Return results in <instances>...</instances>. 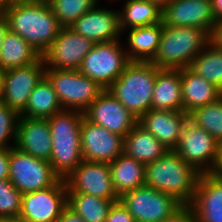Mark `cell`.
Segmentation results:
<instances>
[{
	"label": "cell",
	"mask_w": 222,
	"mask_h": 222,
	"mask_svg": "<svg viewBox=\"0 0 222 222\" xmlns=\"http://www.w3.org/2000/svg\"><path fill=\"white\" fill-rule=\"evenodd\" d=\"M119 201L136 222H161L184 206L173 196L145 185L125 192Z\"/></svg>",
	"instance_id": "8"
},
{
	"label": "cell",
	"mask_w": 222,
	"mask_h": 222,
	"mask_svg": "<svg viewBox=\"0 0 222 222\" xmlns=\"http://www.w3.org/2000/svg\"><path fill=\"white\" fill-rule=\"evenodd\" d=\"M55 222H86L79 214L66 206Z\"/></svg>",
	"instance_id": "39"
},
{
	"label": "cell",
	"mask_w": 222,
	"mask_h": 222,
	"mask_svg": "<svg viewBox=\"0 0 222 222\" xmlns=\"http://www.w3.org/2000/svg\"><path fill=\"white\" fill-rule=\"evenodd\" d=\"M105 222H136L120 201L111 206Z\"/></svg>",
	"instance_id": "36"
},
{
	"label": "cell",
	"mask_w": 222,
	"mask_h": 222,
	"mask_svg": "<svg viewBox=\"0 0 222 222\" xmlns=\"http://www.w3.org/2000/svg\"><path fill=\"white\" fill-rule=\"evenodd\" d=\"M211 41L219 48L222 49V20L217 21L214 31L211 35Z\"/></svg>",
	"instance_id": "40"
},
{
	"label": "cell",
	"mask_w": 222,
	"mask_h": 222,
	"mask_svg": "<svg viewBox=\"0 0 222 222\" xmlns=\"http://www.w3.org/2000/svg\"><path fill=\"white\" fill-rule=\"evenodd\" d=\"M85 193H67V206L86 222H105L114 202Z\"/></svg>",
	"instance_id": "30"
},
{
	"label": "cell",
	"mask_w": 222,
	"mask_h": 222,
	"mask_svg": "<svg viewBox=\"0 0 222 222\" xmlns=\"http://www.w3.org/2000/svg\"><path fill=\"white\" fill-rule=\"evenodd\" d=\"M0 222H21V221L17 219V220H0Z\"/></svg>",
	"instance_id": "48"
},
{
	"label": "cell",
	"mask_w": 222,
	"mask_h": 222,
	"mask_svg": "<svg viewBox=\"0 0 222 222\" xmlns=\"http://www.w3.org/2000/svg\"><path fill=\"white\" fill-rule=\"evenodd\" d=\"M161 22L172 27H197L211 37L217 21L212 0H173L162 9Z\"/></svg>",
	"instance_id": "16"
},
{
	"label": "cell",
	"mask_w": 222,
	"mask_h": 222,
	"mask_svg": "<svg viewBox=\"0 0 222 222\" xmlns=\"http://www.w3.org/2000/svg\"><path fill=\"white\" fill-rule=\"evenodd\" d=\"M211 41L197 27H172L162 24L158 51L151 61L158 68H186Z\"/></svg>",
	"instance_id": "5"
},
{
	"label": "cell",
	"mask_w": 222,
	"mask_h": 222,
	"mask_svg": "<svg viewBox=\"0 0 222 222\" xmlns=\"http://www.w3.org/2000/svg\"><path fill=\"white\" fill-rule=\"evenodd\" d=\"M189 206L196 222H222V179L211 173L200 174Z\"/></svg>",
	"instance_id": "20"
},
{
	"label": "cell",
	"mask_w": 222,
	"mask_h": 222,
	"mask_svg": "<svg viewBox=\"0 0 222 222\" xmlns=\"http://www.w3.org/2000/svg\"><path fill=\"white\" fill-rule=\"evenodd\" d=\"M99 0H53L50 7L63 27H69L91 10Z\"/></svg>",
	"instance_id": "33"
},
{
	"label": "cell",
	"mask_w": 222,
	"mask_h": 222,
	"mask_svg": "<svg viewBox=\"0 0 222 222\" xmlns=\"http://www.w3.org/2000/svg\"><path fill=\"white\" fill-rule=\"evenodd\" d=\"M81 151L83 160L111 163L124 153V137L112 133L89 121L85 116L81 123Z\"/></svg>",
	"instance_id": "15"
},
{
	"label": "cell",
	"mask_w": 222,
	"mask_h": 222,
	"mask_svg": "<svg viewBox=\"0 0 222 222\" xmlns=\"http://www.w3.org/2000/svg\"><path fill=\"white\" fill-rule=\"evenodd\" d=\"M161 222H196V218L190 206H183L173 216Z\"/></svg>",
	"instance_id": "37"
},
{
	"label": "cell",
	"mask_w": 222,
	"mask_h": 222,
	"mask_svg": "<svg viewBox=\"0 0 222 222\" xmlns=\"http://www.w3.org/2000/svg\"><path fill=\"white\" fill-rule=\"evenodd\" d=\"M157 71L151 62L131 61L107 90L139 119L152 109Z\"/></svg>",
	"instance_id": "4"
},
{
	"label": "cell",
	"mask_w": 222,
	"mask_h": 222,
	"mask_svg": "<svg viewBox=\"0 0 222 222\" xmlns=\"http://www.w3.org/2000/svg\"><path fill=\"white\" fill-rule=\"evenodd\" d=\"M200 174L174 150H168L154 162L145 164V186L169 194L184 206H189Z\"/></svg>",
	"instance_id": "2"
},
{
	"label": "cell",
	"mask_w": 222,
	"mask_h": 222,
	"mask_svg": "<svg viewBox=\"0 0 222 222\" xmlns=\"http://www.w3.org/2000/svg\"><path fill=\"white\" fill-rule=\"evenodd\" d=\"M53 0H39L40 3L50 4Z\"/></svg>",
	"instance_id": "49"
},
{
	"label": "cell",
	"mask_w": 222,
	"mask_h": 222,
	"mask_svg": "<svg viewBox=\"0 0 222 222\" xmlns=\"http://www.w3.org/2000/svg\"><path fill=\"white\" fill-rule=\"evenodd\" d=\"M146 1L156 4L162 10L173 0H146Z\"/></svg>",
	"instance_id": "44"
},
{
	"label": "cell",
	"mask_w": 222,
	"mask_h": 222,
	"mask_svg": "<svg viewBox=\"0 0 222 222\" xmlns=\"http://www.w3.org/2000/svg\"><path fill=\"white\" fill-rule=\"evenodd\" d=\"M45 77L57 93L63 110L84 113L105 90L78 70L46 68Z\"/></svg>",
	"instance_id": "6"
},
{
	"label": "cell",
	"mask_w": 222,
	"mask_h": 222,
	"mask_svg": "<svg viewBox=\"0 0 222 222\" xmlns=\"http://www.w3.org/2000/svg\"><path fill=\"white\" fill-rule=\"evenodd\" d=\"M45 72L42 58L33 64L3 71V103L20 114Z\"/></svg>",
	"instance_id": "14"
},
{
	"label": "cell",
	"mask_w": 222,
	"mask_h": 222,
	"mask_svg": "<svg viewBox=\"0 0 222 222\" xmlns=\"http://www.w3.org/2000/svg\"><path fill=\"white\" fill-rule=\"evenodd\" d=\"M15 147L33 157L50 161L52 137L48 119L20 116Z\"/></svg>",
	"instance_id": "19"
},
{
	"label": "cell",
	"mask_w": 222,
	"mask_h": 222,
	"mask_svg": "<svg viewBox=\"0 0 222 222\" xmlns=\"http://www.w3.org/2000/svg\"><path fill=\"white\" fill-rule=\"evenodd\" d=\"M120 27L124 33L129 29L151 26L161 22L162 10L146 0H126L121 7ZM126 30V31H125Z\"/></svg>",
	"instance_id": "29"
},
{
	"label": "cell",
	"mask_w": 222,
	"mask_h": 222,
	"mask_svg": "<svg viewBox=\"0 0 222 222\" xmlns=\"http://www.w3.org/2000/svg\"><path fill=\"white\" fill-rule=\"evenodd\" d=\"M40 58L41 54L20 35L7 31L0 49V70L27 66Z\"/></svg>",
	"instance_id": "27"
},
{
	"label": "cell",
	"mask_w": 222,
	"mask_h": 222,
	"mask_svg": "<svg viewBox=\"0 0 222 222\" xmlns=\"http://www.w3.org/2000/svg\"><path fill=\"white\" fill-rule=\"evenodd\" d=\"M84 113L62 110L48 118L52 137L50 165L65 179L83 161L81 151V123Z\"/></svg>",
	"instance_id": "3"
},
{
	"label": "cell",
	"mask_w": 222,
	"mask_h": 222,
	"mask_svg": "<svg viewBox=\"0 0 222 222\" xmlns=\"http://www.w3.org/2000/svg\"><path fill=\"white\" fill-rule=\"evenodd\" d=\"M212 10L216 21L222 20V0H212Z\"/></svg>",
	"instance_id": "42"
},
{
	"label": "cell",
	"mask_w": 222,
	"mask_h": 222,
	"mask_svg": "<svg viewBox=\"0 0 222 222\" xmlns=\"http://www.w3.org/2000/svg\"><path fill=\"white\" fill-rule=\"evenodd\" d=\"M127 31L125 50L130 61L151 62L158 51L162 22Z\"/></svg>",
	"instance_id": "24"
},
{
	"label": "cell",
	"mask_w": 222,
	"mask_h": 222,
	"mask_svg": "<svg viewBox=\"0 0 222 222\" xmlns=\"http://www.w3.org/2000/svg\"><path fill=\"white\" fill-rule=\"evenodd\" d=\"M219 148L220 143L214 137L188 119L174 151L187 164L205 174L214 169Z\"/></svg>",
	"instance_id": "10"
},
{
	"label": "cell",
	"mask_w": 222,
	"mask_h": 222,
	"mask_svg": "<svg viewBox=\"0 0 222 222\" xmlns=\"http://www.w3.org/2000/svg\"><path fill=\"white\" fill-rule=\"evenodd\" d=\"M189 68L222 90V49L210 41Z\"/></svg>",
	"instance_id": "31"
},
{
	"label": "cell",
	"mask_w": 222,
	"mask_h": 222,
	"mask_svg": "<svg viewBox=\"0 0 222 222\" xmlns=\"http://www.w3.org/2000/svg\"><path fill=\"white\" fill-rule=\"evenodd\" d=\"M94 44L70 27H63L53 43L41 54V58L46 68L79 70Z\"/></svg>",
	"instance_id": "12"
},
{
	"label": "cell",
	"mask_w": 222,
	"mask_h": 222,
	"mask_svg": "<svg viewBox=\"0 0 222 222\" xmlns=\"http://www.w3.org/2000/svg\"><path fill=\"white\" fill-rule=\"evenodd\" d=\"M180 68H158L152 95V109L182 111Z\"/></svg>",
	"instance_id": "23"
},
{
	"label": "cell",
	"mask_w": 222,
	"mask_h": 222,
	"mask_svg": "<svg viewBox=\"0 0 222 222\" xmlns=\"http://www.w3.org/2000/svg\"><path fill=\"white\" fill-rule=\"evenodd\" d=\"M60 179L49 161L21 152L16 147L9 149V180L22 194L45 189Z\"/></svg>",
	"instance_id": "9"
},
{
	"label": "cell",
	"mask_w": 222,
	"mask_h": 222,
	"mask_svg": "<svg viewBox=\"0 0 222 222\" xmlns=\"http://www.w3.org/2000/svg\"><path fill=\"white\" fill-rule=\"evenodd\" d=\"M7 21L2 13H0V49L8 31Z\"/></svg>",
	"instance_id": "43"
},
{
	"label": "cell",
	"mask_w": 222,
	"mask_h": 222,
	"mask_svg": "<svg viewBox=\"0 0 222 222\" xmlns=\"http://www.w3.org/2000/svg\"><path fill=\"white\" fill-rule=\"evenodd\" d=\"M189 120L222 144V97L193 110Z\"/></svg>",
	"instance_id": "32"
},
{
	"label": "cell",
	"mask_w": 222,
	"mask_h": 222,
	"mask_svg": "<svg viewBox=\"0 0 222 222\" xmlns=\"http://www.w3.org/2000/svg\"><path fill=\"white\" fill-rule=\"evenodd\" d=\"M67 193H85L102 199L119 200L114 190L109 163L83 160L65 177Z\"/></svg>",
	"instance_id": "13"
},
{
	"label": "cell",
	"mask_w": 222,
	"mask_h": 222,
	"mask_svg": "<svg viewBox=\"0 0 222 222\" xmlns=\"http://www.w3.org/2000/svg\"><path fill=\"white\" fill-rule=\"evenodd\" d=\"M22 193L9 179L0 180V220H17L21 212Z\"/></svg>",
	"instance_id": "34"
},
{
	"label": "cell",
	"mask_w": 222,
	"mask_h": 222,
	"mask_svg": "<svg viewBox=\"0 0 222 222\" xmlns=\"http://www.w3.org/2000/svg\"><path fill=\"white\" fill-rule=\"evenodd\" d=\"M39 0H8V3L11 4H16V3H27V2H37Z\"/></svg>",
	"instance_id": "47"
},
{
	"label": "cell",
	"mask_w": 222,
	"mask_h": 222,
	"mask_svg": "<svg viewBox=\"0 0 222 222\" xmlns=\"http://www.w3.org/2000/svg\"><path fill=\"white\" fill-rule=\"evenodd\" d=\"M122 45L120 39L94 44L78 71L108 89L131 62Z\"/></svg>",
	"instance_id": "7"
},
{
	"label": "cell",
	"mask_w": 222,
	"mask_h": 222,
	"mask_svg": "<svg viewBox=\"0 0 222 222\" xmlns=\"http://www.w3.org/2000/svg\"><path fill=\"white\" fill-rule=\"evenodd\" d=\"M9 6L8 0H0V13H3Z\"/></svg>",
	"instance_id": "46"
},
{
	"label": "cell",
	"mask_w": 222,
	"mask_h": 222,
	"mask_svg": "<svg viewBox=\"0 0 222 222\" xmlns=\"http://www.w3.org/2000/svg\"><path fill=\"white\" fill-rule=\"evenodd\" d=\"M189 114L183 111L151 109L138 119V124L169 150L177 146Z\"/></svg>",
	"instance_id": "21"
},
{
	"label": "cell",
	"mask_w": 222,
	"mask_h": 222,
	"mask_svg": "<svg viewBox=\"0 0 222 222\" xmlns=\"http://www.w3.org/2000/svg\"><path fill=\"white\" fill-rule=\"evenodd\" d=\"M168 150L138 123L124 137V153L144 164L154 162Z\"/></svg>",
	"instance_id": "25"
},
{
	"label": "cell",
	"mask_w": 222,
	"mask_h": 222,
	"mask_svg": "<svg viewBox=\"0 0 222 222\" xmlns=\"http://www.w3.org/2000/svg\"><path fill=\"white\" fill-rule=\"evenodd\" d=\"M9 179V149L0 147V180Z\"/></svg>",
	"instance_id": "38"
},
{
	"label": "cell",
	"mask_w": 222,
	"mask_h": 222,
	"mask_svg": "<svg viewBox=\"0 0 222 222\" xmlns=\"http://www.w3.org/2000/svg\"><path fill=\"white\" fill-rule=\"evenodd\" d=\"M85 117L108 131L125 137L138 123L107 89L84 112Z\"/></svg>",
	"instance_id": "17"
},
{
	"label": "cell",
	"mask_w": 222,
	"mask_h": 222,
	"mask_svg": "<svg viewBox=\"0 0 222 222\" xmlns=\"http://www.w3.org/2000/svg\"><path fill=\"white\" fill-rule=\"evenodd\" d=\"M98 5L99 3L69 27L95 44L121 39L123 32L119 10L100 8Z\"/></svg>",
	"instance_id": "18"
},
{
	"label": "cell",
	"mask_w": 222,
	"mask_h": 222,
	"mask_svg": "<svg viewBox=\"0 0 222 222\" xmlns=\"http://www.w3.org/2000/svg\"><path fill=\"white\" fill-rule=\"evenodd\" d=\"M112 184L120 197L145 185V164L122 153L110 164Z\"/></svg>",
	"instance_id": "26"
},
{
	"label": "cell",
	"mask_w": 222,
	"mask_h": 222,
	"mask_svg": "<svg viewBox=\"0 0 222 222\" xmlns=\"http://www.w3.org/2000/svg\"><path fill=\"white\" fill-rule=\"evenodd\" d=\"M63 110L57 93L49 80L44 77L34 88L26 108L20 113L22 117L48 119Z\"/></svg>",
	"instance_id": "28"
},
{
	"label": "cell",
	"mask_w": 222,
	"mask_h": 222,
	"mask_svg": "<svg viewBox=\"0 0 222 222\" xmlns=\"http://www.w3.org/2000/svg\"><path fill=\"white\" fill-rule=\"evenodd\" d=\"M3 71L0 70V104L3 103Z\"/></svg>",
	"instance_id": "45"
},
{
	"label": "cell",
	"mask_w": 222,
	"mask_h": 222,
	"mask_svg": "<svg viewBox=\"0 0 222 222\" xmlns=\"http://www.w3.org/2000/svg\"><path fill=\"white\" fill-rule=\"evenodd\" d=\"M2 14L8 29L20 35L40 54L53 43L63 28L50 4L39 1L11 4Z\"/></svg>",
	"instance_id": "1"
},
{
	"label": "cell",
	"mask_w": 222,
	"mask_h": 222,
	"mask_svg": "<svg viewBox=\"0 0 222 222\" xmlns=\"http://www.w3.org/2000/svg\"><path fill=\"white\" fill-rule=\"evenodd\" d=\"M19 118L20 114L16 110L5 103L0 104V147H15Z\"/></svg>",
	"instance_id": "35"
},
{
	"label": "cell",
	"mask_w": 222,
	"mask_h": 222,
	"mask_svg": "<svg viewBox=\"0 0 222 222\" xmlns=\"http://www.w3.org/2000/svg\"><path fill=\"white\" fill-rule=\"evenodd\" d=\"M182 111L189 114L222 97V90L189 67L181 68Z\"/></svg>",
	"instance_id": "22"
},
{
	"label": "cell",
	"mask_w": 222,
	"mask_h": 222,
	"mask_svg": "<svg viewBox=\"0 0 222 222\" xmlns=\"http://www.w3.org/2000/svg\"><path fill=\"white\" fill-rule=\"evenodd\" d=\"M67 206V186L61 178L45 189L22 194L21 222H55Z\"/></svg>",
	"instance_id": "11"
},
{
	"label": "cell",
	"mask_w": 222,
	"mask_h": 222,
	"mask_svg": "<svg viewBox=\"0 0 222 222\" xmlns=\"http://www.w3.org/2000/svg\"><path fill=\"white\" fill-rule=\"evenodd\" d=\"M215 177L222 179V144H220L216 165L211 171Z\"/></svg>",
	"instance_id": "41"
}]
</instances>
